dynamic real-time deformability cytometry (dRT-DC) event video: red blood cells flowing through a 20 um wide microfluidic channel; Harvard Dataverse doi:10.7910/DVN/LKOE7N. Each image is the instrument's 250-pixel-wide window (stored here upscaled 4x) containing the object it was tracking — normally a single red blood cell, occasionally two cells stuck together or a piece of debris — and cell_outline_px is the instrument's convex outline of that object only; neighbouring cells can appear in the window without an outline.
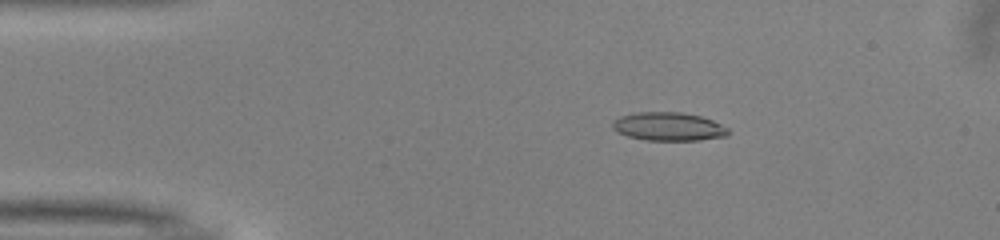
{"species": "common noctule bat (a hibernating species)", "species_latin": "Nyctalus noctula", "temperature_condition": "warm", "stored_images_in_passage": 43, "camera_frame_rate_fps": 3000, "um_per_image_px": 0.085, "animal": {"sex": "male", "body_mass_g": 13.0, "forearm_length_mm": 53.1}, "frame": {"image": 1, "passage_image": 1, "time_ms": 0.0, "image_size_px": [1000, 240], "cell_outline_px": [[728, 136], [700, 140], [644, 140], [628, 136], [612, 128], [612, 120], [620, 116], [636, 112], [680, 112], [700, 116], [712, 120], [728, 128]], "centroid_in_image_um": [56.81, 10.75], "position_along_channel_um": 28.2, "area_um2": 19.13}}
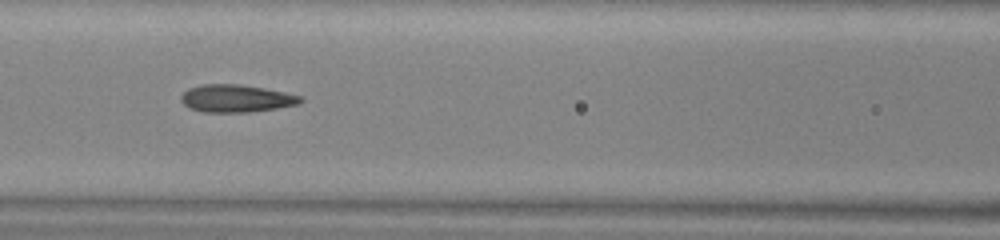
{"frame": {"image": 2, "passage_image": 14, "time_ms": 4.333, "image_size_px": [1000, 240], "cell_outline_px": [[304, 100], [300, 104], [276, 108], [248, 112], [204, 112], [192, 108], [184, 104], [180, 100], [180, 96], [188, 88], [200, 84], [240, 84], [264, 88], [284, 92], [300, 96]], "centroid_in_image_um": [20.07, 8.36], "position_along_channel_um": 146.5, "area_um2": 19.13}}
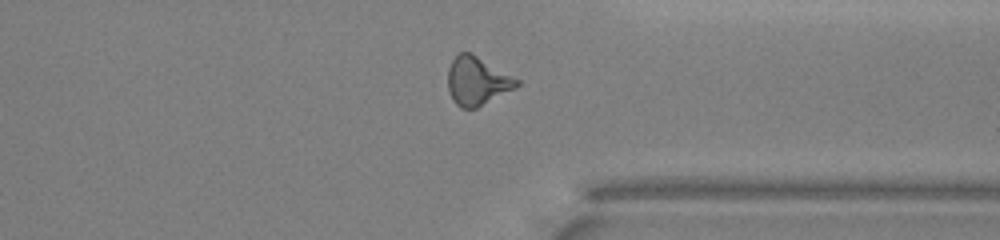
{"frame": {"image": 3, "passage_image": 31, "time_ms": 10.0, "image_size_px": [1000, 240], "cell_outline_px": [[520, 84], [516, 88], [476, 108], [460, 108], [456, 104], [448, 92], [448, 68], [452, 60], [460, 52], [472, 52], [520, 80]], "centroid_in_image_um": [40.56, 6.87], "position_along_channel_um": 370.8, "area_um2": 19.54}, "authors_computed_cell_mechanics": {"area_um2": 19.1318, "velocity_mm_per_s": 4.0108, "shape_relaxation_time_tau1_ms": 8.4367, "shape_relaxation_time_tau2_ms": 2.6736, "deformation_change_tau1": 0.2472, "deformation_change_tau2": 0.0975}}